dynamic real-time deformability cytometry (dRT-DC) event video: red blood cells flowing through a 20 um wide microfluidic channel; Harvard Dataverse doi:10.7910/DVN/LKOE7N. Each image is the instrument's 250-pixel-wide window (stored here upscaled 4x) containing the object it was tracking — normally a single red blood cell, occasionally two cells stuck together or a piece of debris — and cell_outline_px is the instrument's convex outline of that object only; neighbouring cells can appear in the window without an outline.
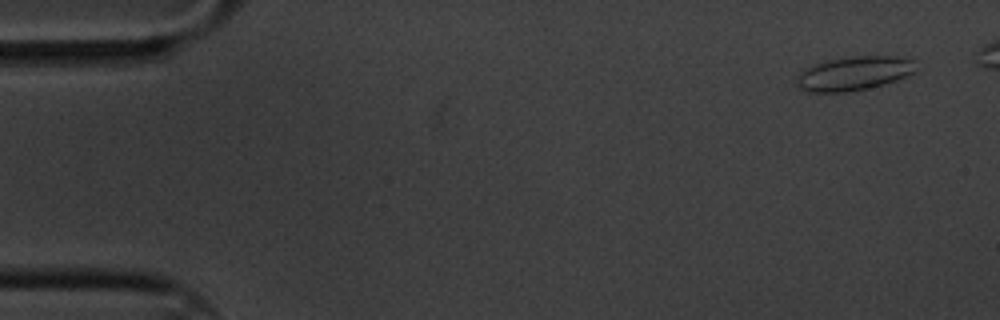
{"species": "common noctule bat (a hibernating species)", "species_latin": "Nyctalus noctula", "temperature_condition": "cold", "stored_images_in_passage": 5, "camera_frame_rate_fps": 3000, "um_per_image_px": 0.085, "animal": {"sex": "male", "body_mass_g": 20.1, "forearm_length_mm": 53.5}, "frame": {"image": 1, "passage_image": 1, "time_ms": 0.0, "image_size_px": [1000, 320], "cell_outline_px": [[916, 72], [896, 80], [884, 84], [844, 92], [808, 92], [800, 88], [796, 84], [796, 76], [804, 68], [812, 64], [824, 60], [856, 56], [896, 56], [912, 60]], "centroid_in_image_um": [72.52, 6.23], "position_along_channel_um": 12.5, "area_um2": 23.58}}